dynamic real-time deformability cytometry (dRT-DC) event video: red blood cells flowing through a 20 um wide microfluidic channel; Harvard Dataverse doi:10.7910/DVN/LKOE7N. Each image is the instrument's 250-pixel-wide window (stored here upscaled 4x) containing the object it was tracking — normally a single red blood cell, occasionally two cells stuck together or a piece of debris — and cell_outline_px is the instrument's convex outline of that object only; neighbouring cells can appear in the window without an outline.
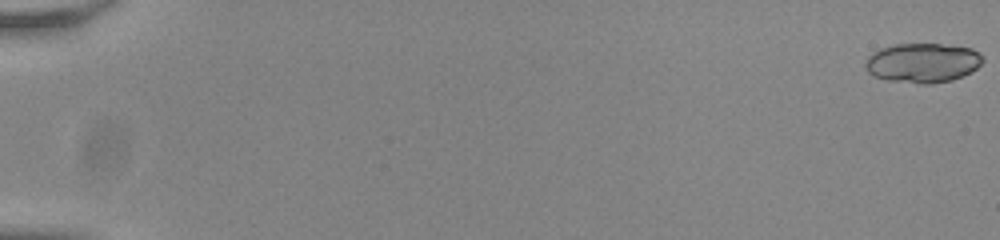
{"species": "common noctule bat (a hibernating species)", "species_latin": "Nyctalus noctula", "temperature_condition": "room temperature", "stored_images_in_passage": 23, "camera_frame_rate_fps": 3000, "um_per_image_px": 0.085, "animal": {"sex": "male", "body_mass_g": 20.0, "forearm_length_mm": 53.3}, "frame": {"image": 1, "passage_image": 1, "time_ms": 0.0, "image_size_px": [1000, 240], "cell_outline_px": [[984, 60], [972, 72], [952, 80], [932, 84], [920, 84], [888, 80], [872, 76], [864, 68], [864, 64], [868, 56], [872, 52], [880, 48], [896, 44], [940, 44], [972, 48], [984, 56]], "centroid_in_image_um": [78.41, 5.34], "position_along_channel_um": 6.6, "area_um2": 27.34}}
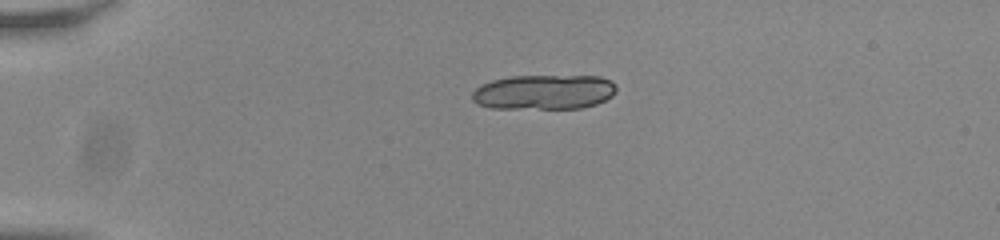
{"frame": {"image": 2, "passage_image": 15, "time_ms": 4.667, "image_size_px": [1000, 240], "cell_outline_px": [[616, 92], [612, 96], [596, 104], [580, 108], [492, 108], [476, 104], [472, 100], [472, 92], [480, 84], [492, 80], [512, 76], [600, 76], [612, 80], [616, 84]], "centroid_in_image_um": [46.24, 7.82], "position_along_channel_um": 38.8, "area_um2": 29.48}}